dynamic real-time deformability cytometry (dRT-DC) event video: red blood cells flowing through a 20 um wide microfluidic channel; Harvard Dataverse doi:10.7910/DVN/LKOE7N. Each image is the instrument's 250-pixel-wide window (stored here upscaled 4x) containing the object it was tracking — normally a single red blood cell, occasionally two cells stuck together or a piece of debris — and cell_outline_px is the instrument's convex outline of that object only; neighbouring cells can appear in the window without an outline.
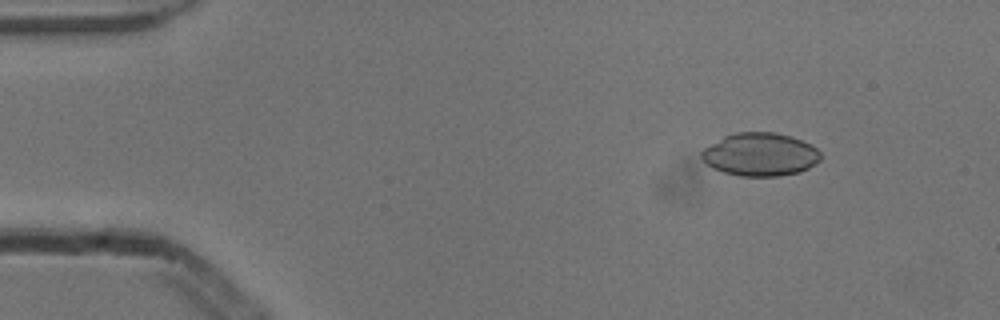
{"species": "common noctule bat (a hibernating species)", "species_latin": "Nyctalus noctula", "temperature_condition": "cold", "stored_images_in_passage": 5, "camera_frame_rate_fps": 3000, "um_per_image_px": 0.085, "animal": {"sex": "male", "body_mass_g": 13.3}, "frame": {"image": 1, "passage_image": 2, "time_ms": 0.333, "image_size_px": [1000, 320], "cell_outline_px": [[820, 160], [808, 168], [800, 172], [780, 176], [740, 176], [724, 172], [712, 168], [700, 160], [700, 152], [704, 148], [724, 136], [736, 132], [776, 132], [800, 140], [816, 148], [820, 152]], "centroid_in_image_um": [64.57, 13.14], "position_along_channel_um": 20.4, "area_um2": 29.94}}